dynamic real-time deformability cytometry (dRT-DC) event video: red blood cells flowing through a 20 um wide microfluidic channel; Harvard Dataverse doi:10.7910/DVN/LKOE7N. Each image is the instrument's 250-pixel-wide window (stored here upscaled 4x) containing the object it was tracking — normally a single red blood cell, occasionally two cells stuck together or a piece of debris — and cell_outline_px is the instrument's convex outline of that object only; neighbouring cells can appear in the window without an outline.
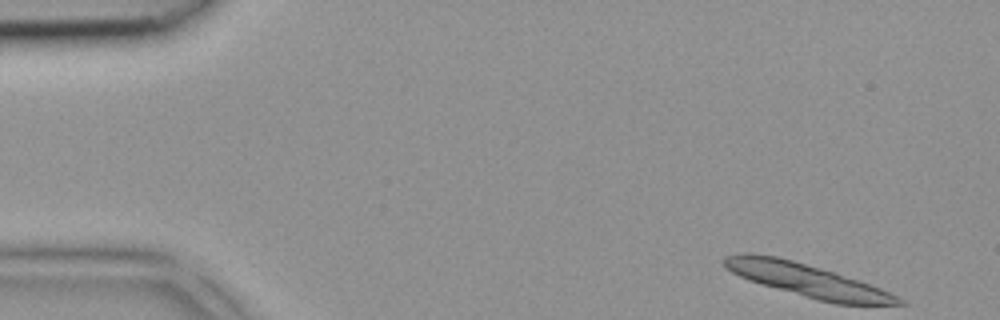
{"species": "common noctule bat (a hibernating species)", "species_latin": "Nyctalus noctula", "temperature_condition": "room temperature", "stored_images_in_passage": 3, "segment_of_instrument_passage": [1, 2], "camera_frame_rate_fps": 3000, "um_per_image_px": 0.085, "animal": {"sex": "female", "body_mass_g": 18.4}, "frame": {"image": 1, "passage_image": 1, "time_ms": 0.0, "image_size_px": [1000, 320], "cell_outline_px": [[908, 304], [836, 304], [816, 300], [748, 280], [724, 268], [720, 260], [724, 256], [744, 252], [752, 252], [776, 256], [792, 260], [836, 272], [860, 280], [880, 288], [904, 300]], "centroid_in_image_um": [68.54, 23.8], "position_along_channel_um": 16.5, "area_um2": 33.64}}